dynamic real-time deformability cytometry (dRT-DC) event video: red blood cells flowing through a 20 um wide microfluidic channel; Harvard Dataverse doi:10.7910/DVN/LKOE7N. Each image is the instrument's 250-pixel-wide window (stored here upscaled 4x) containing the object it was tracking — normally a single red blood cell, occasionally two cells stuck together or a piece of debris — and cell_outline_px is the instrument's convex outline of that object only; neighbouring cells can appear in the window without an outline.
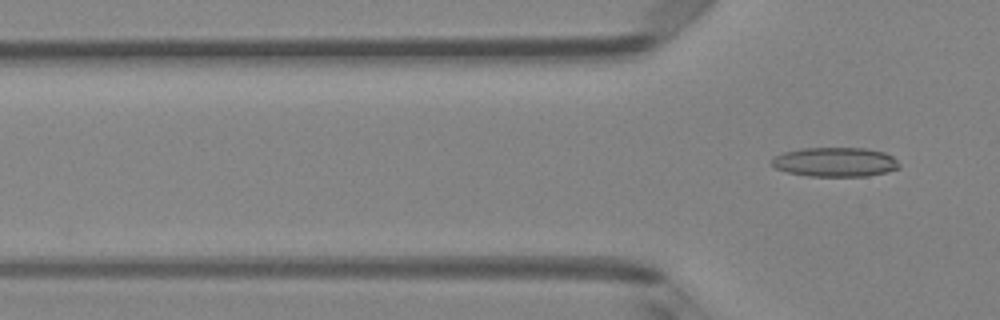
{"species": "Egyptian fruit bat (a non-hibernating species)", "species_latin": "Rousettus aegyptiacus", "temperature_condition": "room temperature", "stored_images_in_passage": 7, "camera_frame_rate_fps": 3000, "um_per_image_px": 0.085, "animal": {"sex": "female"}, "frame": {"image": 1, "passage_image": 7, "time_ms": 2.0, "image_size_px": [1000, 320], "cell_outline_px": [[900, 168], [868, 176], [808, 176], [788, 172], [776, 168], [772, 164], [772, 160], [776, 156], [784, 152], [800, 148], [864, 148], [884, 152], [892, 156], [900, 164]], "centroid_in_image_um": [71.0, 13.77], "position_along_channel_um": 54.8, "area_um2": 21.68}}